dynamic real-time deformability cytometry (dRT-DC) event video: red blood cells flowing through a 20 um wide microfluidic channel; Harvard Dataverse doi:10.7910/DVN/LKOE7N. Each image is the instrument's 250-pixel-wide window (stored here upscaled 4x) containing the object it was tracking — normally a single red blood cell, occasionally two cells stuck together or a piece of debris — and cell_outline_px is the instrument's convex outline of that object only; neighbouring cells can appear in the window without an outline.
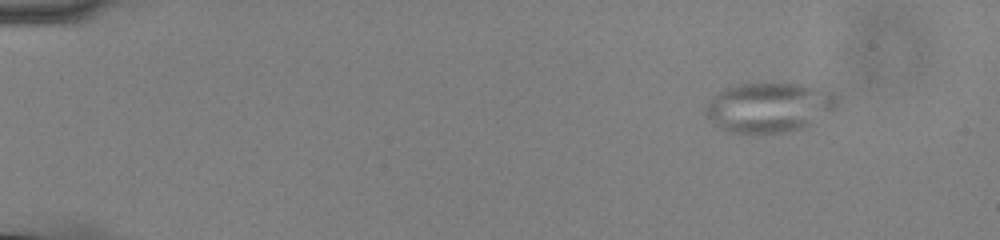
{"species": "common noctule bat (a hibernating species)", "species_latin": "Nyctalus noctula", "temperature_condition": "cold", "stored_images_in_passage": 50, "camera_frame_rate_fps": 3000, "um_per_image_px": 0.085, "animal": {"sex": "male", "body_mass_g": 13.0, "forearm_length_mm": 53.1}, "frame": {"image": 1, "passage_image": 1, "time_ms": 0.0, "image_size_px": [1000, 240], "cell_outline_px": [[836, 108], [808, 124], [800, 128], [784, 132], [752, 136], [732, 132], [720, 128], [708, 116], [708, 104], [716, 92], [724, 88], [740, 84], [764, 80], [800, 84], [832, 92], [836, 96]], "centroid_in_image_um": [65.34, 9.11], "position_along_channel_um": 19.7, "area_um2": 38.55}}
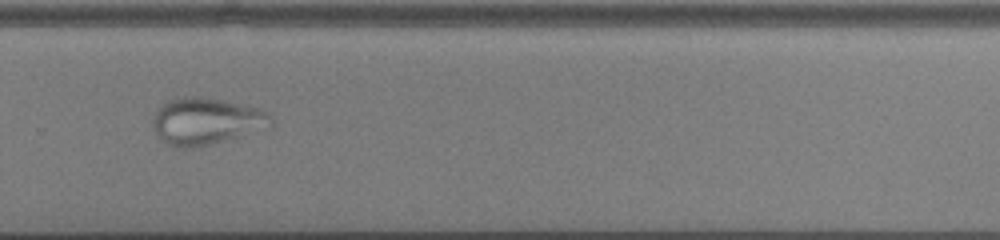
{"frame": {"image": 2, "passage_image": 34, "time_ms": 11.0, "image_size_px": [1000, 240], "cell_outline_px": [[272, 128], [208, 144], [184, 148], [172, 148], [156, 136], [152, 120], [156, 112], [168, 100], [192, 96], [200, 96], [224, 100], [256, 108], [268, 112], [272, 116]], "centroid_in_image_um": [17.54, 10.31], "position_along_channel_um": 312.3, "area_um2": 32.19}}
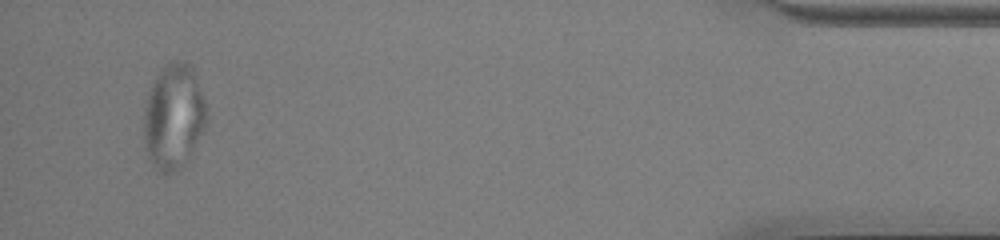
{"frame": {"image": 3, "passage_image": 48, "time_ms": 15.667, "image_size_px": [1000, 240], "cell_outline_px": [[208, 120], [188, 160], [176, 172], [168, 176], [164, 176], [152, 164], [144, 148], [144, 112], [148, 92], [152, 80], [160, 68], [168, 60], [184, 60], [196, 72], [208, 108]], "centroid_in_image_um": [14.77, 9.89], "position_along_channel_um": 420.4, "area_um2": 39.65}}